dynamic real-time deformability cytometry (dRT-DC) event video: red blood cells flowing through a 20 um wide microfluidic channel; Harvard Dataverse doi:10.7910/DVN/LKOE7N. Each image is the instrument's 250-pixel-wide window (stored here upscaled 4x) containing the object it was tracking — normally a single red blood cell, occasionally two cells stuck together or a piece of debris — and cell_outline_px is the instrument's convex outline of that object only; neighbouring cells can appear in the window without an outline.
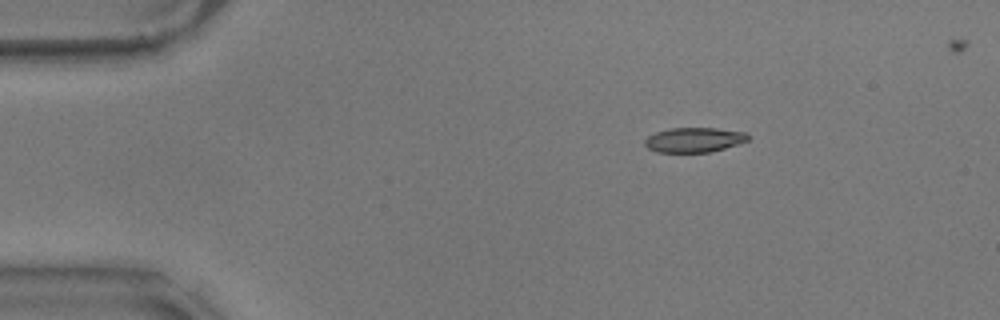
{"species": "common noctule bat (a hibernating species)", "species_latin": "Nyctalus noctula", "temperature_condition": "warm", "stored_images_in_passage": 47, "camera_frame_rate_fps": 3000, "um_per_image_px": 0.085, "animal": {"sex": "male", "body_mass_g": 17.9}, "frame": {"image": 1, "passage_image": 1, "time_ms": 0.0, "image_size_px": [1000, 320], "cell_outline_px": [[748, 140], [724, 148], [708, 152], [656, 152], [648, 148], [644, 144], [644, 140], [648, 136], [656, 132], [672, 128], [716, 128], [748, 132]], "centroid_in_image_um": [58.98, 11.88], "position_along_channel_um": 26.0, "area_um2": 14.8}}
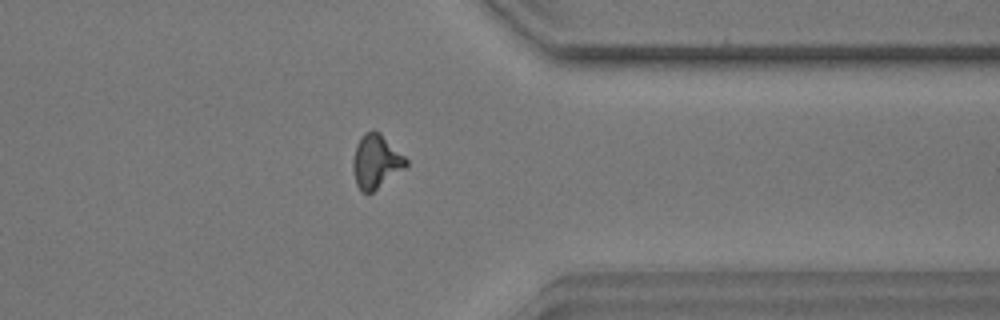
{"frame": {"image": 2, "passage_image": 37, "time_ms": 12.0, "image_size_px": [1000, 320], "cell_outline_px": [[408, 164], [404, 168], [372, 192], [360, 192], [356, 184], [352, 168], [352, 160], [356, 144], [360, 136], [364, 132], [372, 128], [380, 132], [408, 160]], "centroid_in_image_um": [31.92, 13.69], "position_along_channel_um": 379.5, "area_um2": 16.7}}
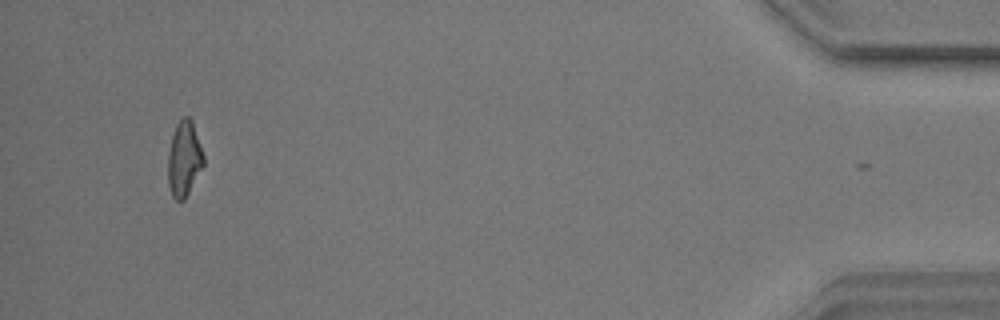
{"frame": {"image": 3, "passage_image": 46, "time_ms": 15.0, "image_size_px": [1000, 320], "cell_outline_px": [[204, 164], [184, 200], [176, 200], [172, 196], [168, 184], [168, 152], [172, 136], [176, 124], [184, 116], [188, 116], [192, 120], [204, 156]], "centroid_in_image_um": [15.64, 13.49], "position_along_channel_um": 419.6, "area_um2": 15.49}, "authors_computed_cell_mechanics": {"area_um2": 16.0106, "velocity_mm_per_s": 3.5448, "shape_relaxation_time_tau1_ms": 3.3504, "shape_relaxation_time_tau2_ms": 4.0986, "deformation_change_tau1": 0.1635, "deformation_change_tau2": 0.1351}}